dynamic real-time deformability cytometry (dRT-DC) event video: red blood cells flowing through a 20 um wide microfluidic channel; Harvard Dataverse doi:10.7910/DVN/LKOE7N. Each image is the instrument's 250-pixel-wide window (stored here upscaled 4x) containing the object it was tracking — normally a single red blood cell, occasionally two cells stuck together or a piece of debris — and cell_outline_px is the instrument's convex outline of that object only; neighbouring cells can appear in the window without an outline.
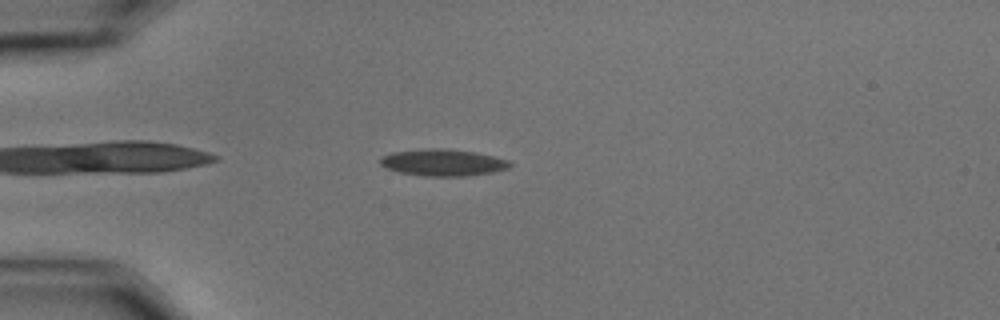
{"species": "common noctule bat (a hibernating species)", "species_latin": "Nyctalus noctula", "temperature_condition": "cold", "stored_images_in_passage": 46, "camera_frame_rate_fps": 3000, "um_per_image_px": 0.085, "animal": {"sex": "male", "body_mass_g": 15.6}, "frame": {"image": 1, "passage_image": 4, "time_ms": 1.0, "image_size_px": [1000, 320], "cell_outline_px": [[512, 164], [508, 168], [492, 172], [468, 176], [424, 176], [396, 172], [384, 168], [380, 164], [380, 156], [392, 152], [428, 148], [448, 148], [476, 152], [508, 160]], "centroid_in_image_um": [37.59, 13.81], "position_along_channel_um": 47.4, "area_um2": 20.46}}
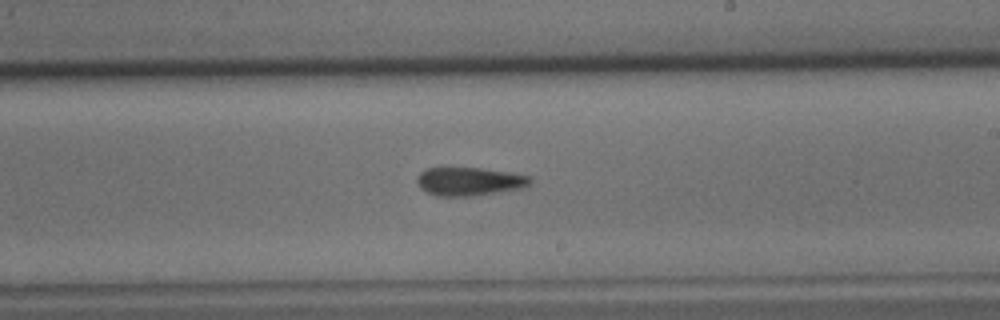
{"frame": {"image": 2, "passage_image": 23, "time_ms": 7.333, "image_size_px": [1000, 320], "cell_outline_px": [[532, 180], [528, 188], [472, 196], [436, 196], [420, 188], [416, 180], [416, 176], [420, 172], [428, 168], [480, 168], [508, 172], [528, 176]], "centroid_in_image_um": [39.91, 15.43], "position_along_channel_um": 249.1, "area_um2": 18.84}}
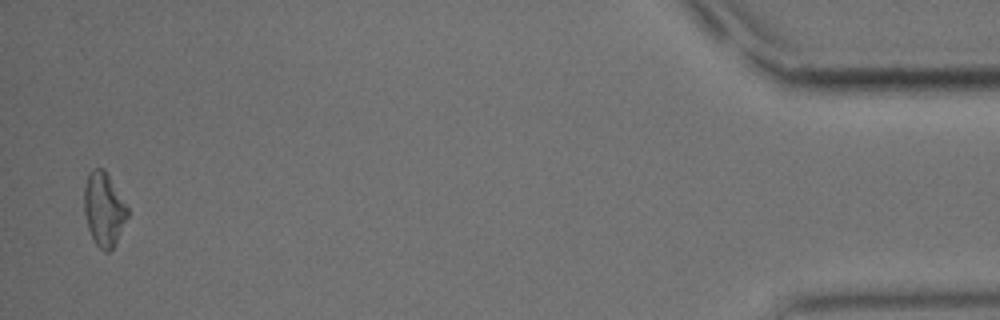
{"frame": {"image": 3, "passage_image": 45, "time_ms": 14.667, "image_size_px": [1000, 320], "cell_outline_px": [[128, 216], [116, 244], [108, 252], [104, 252], [96, 244], [88, 228], [84, 212], [84, 184], [88, 172], [92, 168], [104, 168], [128, 208]], "centroid_in_image_um": [8.82, 17.77], "position_along_channel_um": 426.4, "area_um2": 18.67}, "authors_computed_cell_mechanics": {"area_um2": 18.9584, "velocity_mm_per_s": 3.4923, "shape_relaxation_time_tau1_ms": 10.4385, "shape_relaxation_time_tau2_ms": null, "deformation_change_tau1": 0.1896, "deformation_change_tau2": null}}